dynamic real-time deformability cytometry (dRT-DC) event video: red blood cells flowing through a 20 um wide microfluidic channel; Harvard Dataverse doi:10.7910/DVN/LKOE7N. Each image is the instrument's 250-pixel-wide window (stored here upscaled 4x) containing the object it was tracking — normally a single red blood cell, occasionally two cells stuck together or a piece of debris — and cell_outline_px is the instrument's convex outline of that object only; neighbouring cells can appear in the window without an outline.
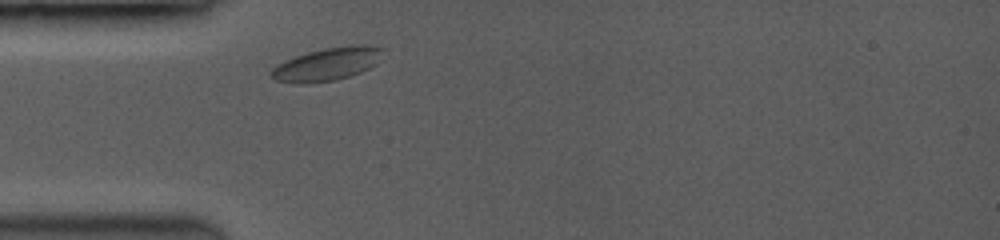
{"species": "common noctule bat (a hibernating species)", "species_latin": "Nyctalus noctula", "temperature_condition": "room temperature", "stored_images_in_passage": 1, "camera_frame_rate_fps": 3500, "um_per_image_px": 0.085, "animal": {"sex": "female", "body_mass_g": 19.0, "forearm_length_mm": 53.3}, "frame": {"image": 1, "passage_image": 1, "time_ms": 0.0, "image_size_px": [1000, 240], "cell_outline_px": [[384, 48], [376, 64], [360, 72], [348, 76], [332, 80], [276, 80], [268, 72], [272, 68], [284, 60], [308, 52], [324, 48], [352, 44], [368, 44]], "centroid_in_image_um": [27.89, 5.37], "position_along_channel_um": 57.1, "area_um2": 20.52}}